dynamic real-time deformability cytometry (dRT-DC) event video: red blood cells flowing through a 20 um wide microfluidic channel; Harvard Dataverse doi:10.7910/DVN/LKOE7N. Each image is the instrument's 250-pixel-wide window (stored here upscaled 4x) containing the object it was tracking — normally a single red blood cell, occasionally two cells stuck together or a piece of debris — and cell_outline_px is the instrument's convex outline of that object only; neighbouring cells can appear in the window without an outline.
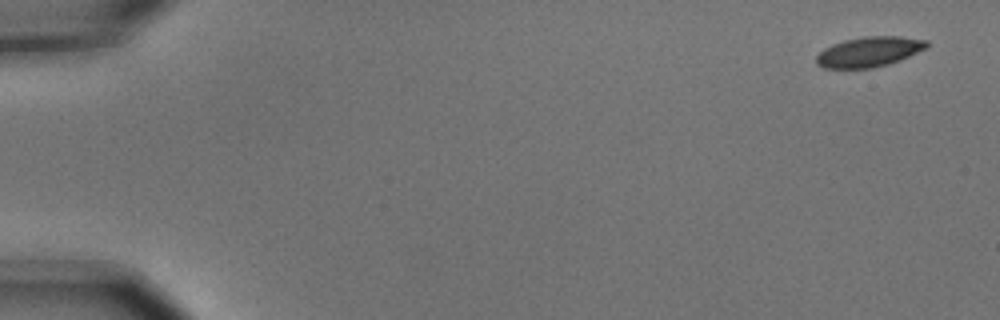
{"species": "common noctule bat (a hibernating species)", "species_latin": "Nyctalus noctula", "temperature_condition": "cold", "stored_images_in_passage": 6, "camera_frame_rate_fps": 3000, "um_per_image_px": 0.085, "animal": {"sex": "male", "body_mass_g": 15.6}, "frame": {"image": 1, "passage_image": 1, "time_ms": 0.0, "image_size_px": [1000, 320], "cell_outline_px": [[928, 48], [900, 60], [888, 64], [872, 68], [824, 68], [816, 64], [816, 56], [824, 48], [832, 44], [844, 40], [864, 36], [900, 36], [928, 40]], "centroid_in_image_um": [73.89, 4.4], "position_along_channel_um": 11.1, "area_um2": 19.48}}
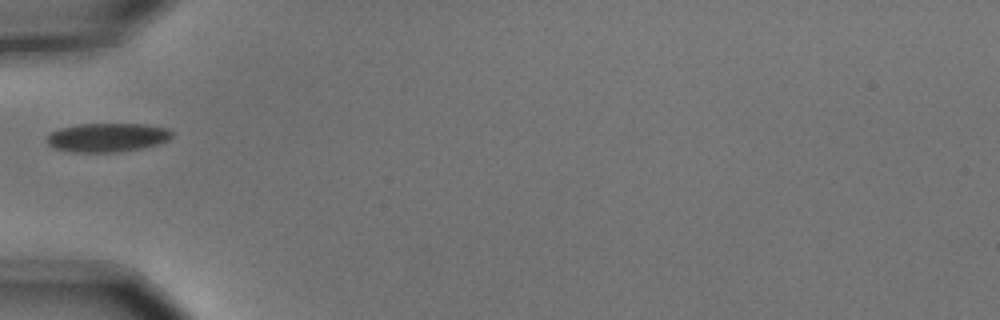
{"frame": {"image": 2, "passage_image": 5, "time_ms": 1.333, "image_size_px": [1000, 320], "cell_outline_px": [[172, 136], [168, 140], [156, 144], [140, 148], [116, 152], [72, 152], [52, 148], [44, 140], [52, 132], [60, 128], [76, 124], [148, 124], [168, 128], [172, 132]], "centroid_in_image_um": [9.09, 11.68], "position_along_channel_um": 75.9, "area_um2": 21.1}}
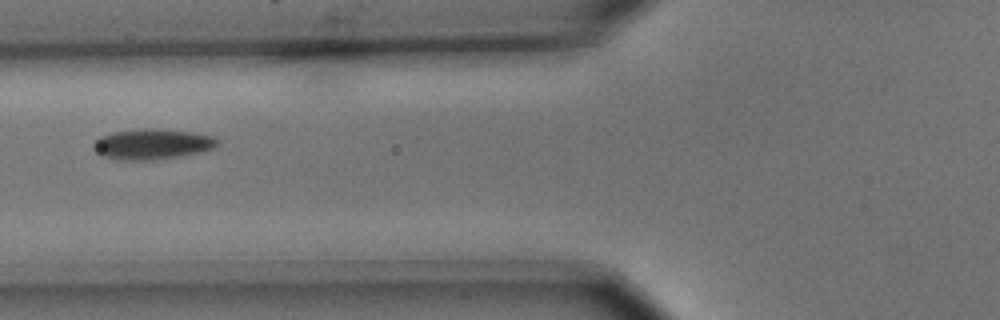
{"frame": {"image": 3, "passage_image": 6, "time_ms": 1.667, "image_size_px": [1000, 320], "cell_outline_px": [[216, 148], [200, 152], [180, 156], [152, 160], [120, 160], [100, 156], [92, 148], [96, 140], [100, 136], [112, 132], [144, 128], [156, 128], [192, 132], [216, 136]], "centroid_in_image_um": [12.92, 12.25], "position_along_channel_um": 112.9, "area_um2": 22.2}}